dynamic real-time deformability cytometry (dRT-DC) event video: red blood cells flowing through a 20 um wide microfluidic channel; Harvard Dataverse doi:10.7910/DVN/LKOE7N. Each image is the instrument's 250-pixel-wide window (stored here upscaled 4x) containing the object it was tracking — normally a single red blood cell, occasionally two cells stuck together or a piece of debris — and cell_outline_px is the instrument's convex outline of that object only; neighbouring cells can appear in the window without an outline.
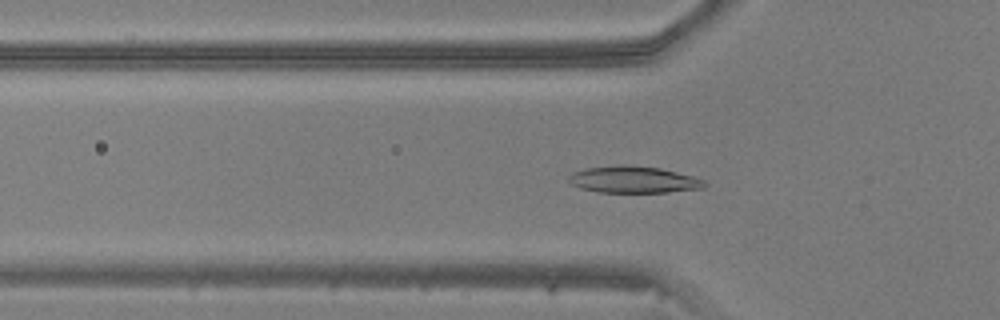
{"species": "common noctule bat (a hibernating species)", "species_latin": "Nyctalus noctula", "temperature_condition": "warm", "stored_images_in_passage": 46, "camera_frame_rate_fps": 3000, "um_per_image_px": 0.085, "animal": {"sex": "male", "body_mass_g": 20.5, "forearm_length_mm": 52.5}, "frame": {"image": 1, "passage_image": 13, "time_ms": 4.0, "image_size_px": [1000, 320], "cell_outline_px": [[708, 184], [704, 188], [668, 192], [596, 192], [580, 188], [572, 184], [568, 180], [568, 176], [572, 172], [584, 168], [620, 164], [628, 164], [660, 168], [692, 176], [704, 180]], "centroid_in_image_um": [53.82, 15.26], "position_along_channel_um": 72.0, "area_um2": 21.39}}
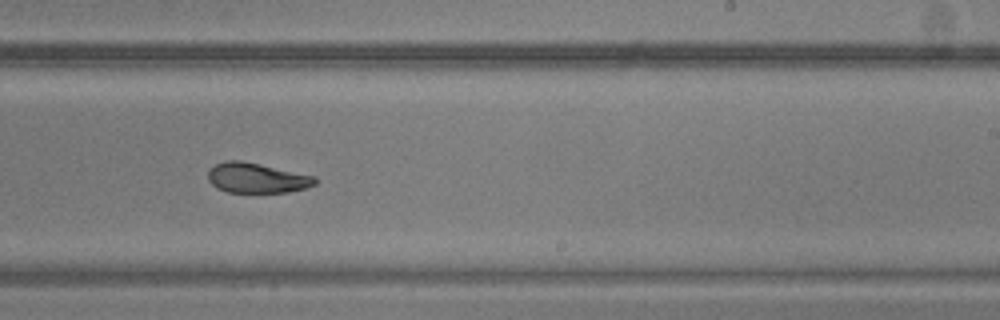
{"frame": {"image": 2, "passage_image": 27, "time_ms": 8.667, "image_size_px": [1000, 320], "cell_outline_px": [[316, 184], [308, 188], [288, 192], [228, 192], [216, 188], [208, 180], [208, 172], [216, 164], [224, 160], [240, 160], [260, 164], [316, 176]], "centroid_in_image_um": [21.84, 15.13], "position_along_channel_um": 267.2, "area_um2": 18.79}}
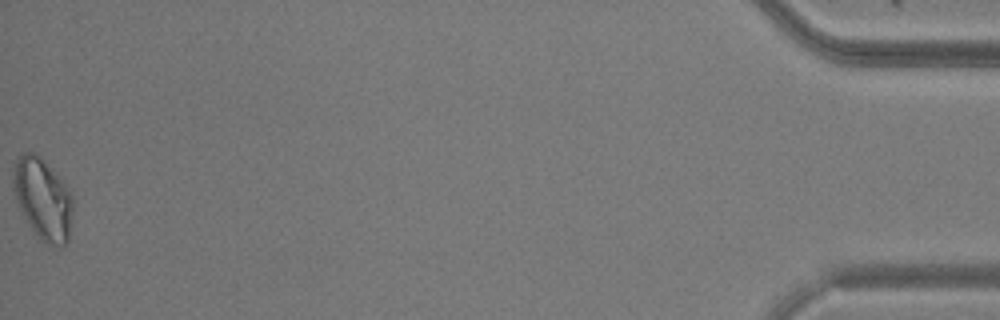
{"frame": {"image": 3, "passage_image": 46, "time_ms": 15.0, "image_size_px": [1000, 320], "cell_outline_px": [[72, 212], [68, 240], [60, 248], [56, 248], [44, 244], [40, 240], [28, 224], [16, 200], [12, 188], [12, 176], [16, 156], [20, 152], [36, 152], [44, 160], [72, 192]], "centroid_in_image_um": [3.62, 16.9], "position_along_channel_um": 431.6, "area_um2": 28.78}}